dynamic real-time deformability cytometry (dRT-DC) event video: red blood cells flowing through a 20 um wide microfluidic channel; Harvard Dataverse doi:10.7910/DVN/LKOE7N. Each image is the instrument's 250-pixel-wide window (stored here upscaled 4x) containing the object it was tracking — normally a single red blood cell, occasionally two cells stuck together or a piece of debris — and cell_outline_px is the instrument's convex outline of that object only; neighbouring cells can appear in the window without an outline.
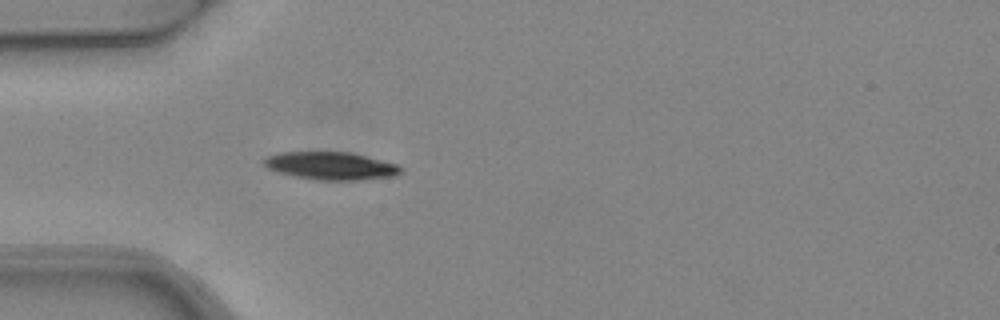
{"species": "common noctule bat (a hibernating species)", "species_latin": "Nyctalus noctula", "temperature_condition": "warm", "stored_images_in_passage": 4, "camera_frame_rate_fps": 3000, "um_per_image_px": 0.085, "animal": {"sex": "female", "body_mass_g": 24.6, "forearm_length_mm": 56.2}, "frame": {"image": 1, "passage_image": 4, "time_ms": 1.0, "image_size_px": [1000, 320], "cell_outline_px": [[400, 172], [396, 176], [360, 180], [320, 180], [296, 176], [280, 172], [268, 168], [264, 164], [264, 160], [268, 156], [280, 152], [352, 152], [396, 164], [400, 168]], "centroid_in_image_um": [28.15, 14.09], "position_along_channel_um": 56.9, "area_um2": 21.85}}